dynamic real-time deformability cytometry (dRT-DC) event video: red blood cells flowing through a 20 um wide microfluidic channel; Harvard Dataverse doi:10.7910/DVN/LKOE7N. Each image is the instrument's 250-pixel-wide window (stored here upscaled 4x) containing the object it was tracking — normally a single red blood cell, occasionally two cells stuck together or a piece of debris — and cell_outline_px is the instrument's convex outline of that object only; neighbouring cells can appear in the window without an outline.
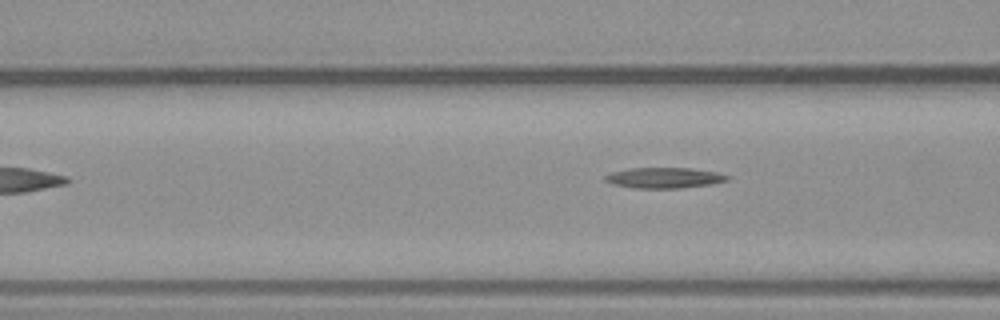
{"species": "common noctule bat (a hibernating species)", "species_latin": "Nyctalus noctula", "temperature_condition": "warm", "stored_images_in_passage": 4, "camera_frame_rate_fps": 3000, "um_per_image_px": 0.085, "animal": {"sex": "male", "body_mass_g": 23.1, "forearm_length_mm": 52.7}, "frame": {"image": 1, "passage_image": 4, "time_ms": 4.333, "image_size_px": [1000, 320], "cell_outline_px": [[728, 180], [708, 184], [680, 188], [632, 188], [616, 184], [604, 180], [604, 176], [612, 172], [628, 168], [692, 168], [716, 172], [728, 176]], "centroid_in_image_um": [56.42, 15.11], "position_along_channel_um": 110.2, "area_um2": 14.45}}